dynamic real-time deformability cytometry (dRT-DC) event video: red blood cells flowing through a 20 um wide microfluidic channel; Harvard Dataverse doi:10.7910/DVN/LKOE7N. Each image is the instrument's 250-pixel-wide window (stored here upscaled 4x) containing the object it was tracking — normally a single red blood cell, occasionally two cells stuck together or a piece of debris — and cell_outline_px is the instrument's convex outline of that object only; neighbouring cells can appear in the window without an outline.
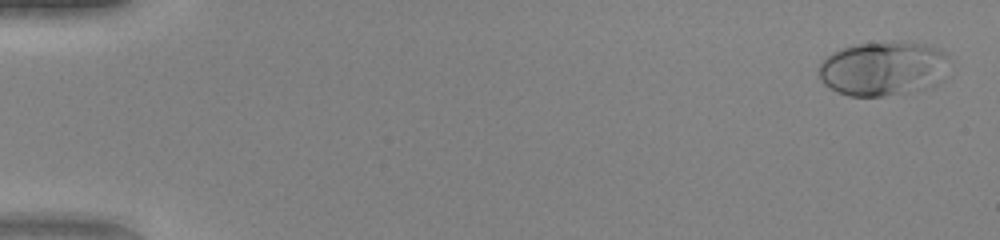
{"species": "human", "species_latin": "Homo sapiens", "temperature_condition": "warm", "stored_images_in_passage": 51, "camera_frame_rate_fps": 3000, "um_per_image_px": 0.085, "donor": {"sex": "female"}, "frame": {"image": 1, "passage_image": 2, "time_ms": 0.333, "image_size_px": [1000, 240], "cell_outline_px": [[948, 56], [936, 84], [932, 88], [884, 96], [848, 96], [836, 92], [824, 84], [820, 80], [820, 64], [832, 52], [852, 44], [924, 44]], "centroid_in_image_um": [74.97, 5.88], "position_along_channel_um": 10.0, "area_um2": 40.06}}
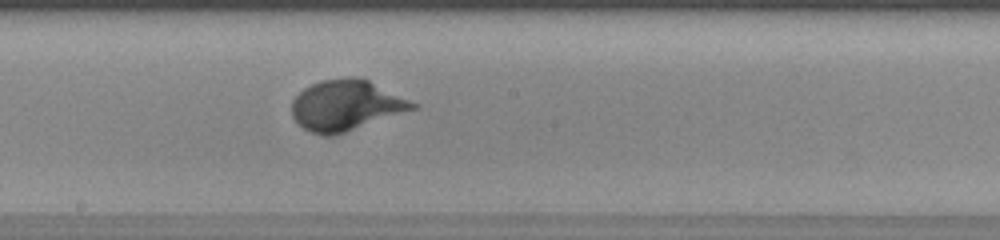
{"frame": {"image": 2, "passage_image": 29, "time_ms": 9.333, "image_size_px": [1000, 240], "cell_outline_px": [[420, 104], [416, 108], [344, 132], [328, 136], [324, 136], [308, 132], [292, 116], [292, 100], [304, 88], [320, 80], [348, 76], [356, 76], [368, 80]], "centroid_in_image_um": [29.4, 8.93], "position_along_channel_um": 218.8, "area_um2": 35.37}}
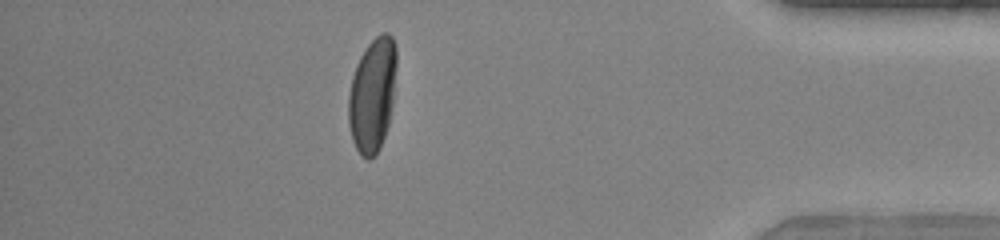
{"frame": {"image": 3, "passage_image": 45, "time_ms": 14.667, "image_size_px": [1000, 240], "cell_outline_px": [[396, 68], [392, 104], [388, 124], [380, 148], [368, 160], [360, 156], [352, 140], [348, 124], [348, 96], [352, 76], [356, 64], [360, 56], [368, 44], [376, 36], [384, 32], [388, 32], [392, 36], [396, 44]], "centroid_in_image_um": [31.64, 8.05], "position_along_channel_um": 403.6, "area_um2": 32.02}}